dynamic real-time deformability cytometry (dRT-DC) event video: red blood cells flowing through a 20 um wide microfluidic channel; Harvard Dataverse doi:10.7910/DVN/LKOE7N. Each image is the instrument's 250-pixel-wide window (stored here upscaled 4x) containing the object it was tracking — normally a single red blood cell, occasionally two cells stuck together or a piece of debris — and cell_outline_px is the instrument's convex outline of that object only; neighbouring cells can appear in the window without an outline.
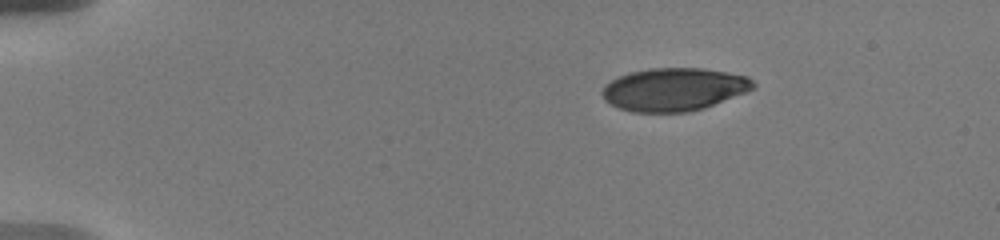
{"species": "human", "species_latin": "Homo sapiens", "temperature_condition": "warm", "stored_images_in_passage": 24, "camera_frame_rate_fps": 3000, "um_per_image_px": 0.085, "donor": {"sex": "male"}, "frame": {"image": 1, "passage_image": 1, "time_ms": 0.0, "image_size_px": [1000, 240], "cell_outline_px": [[756, 88], [704, 108], [684, 112], [632, 112], [620, 108], [604, 100], [600, 92], [604, 84], [628, 72], [648, 68], [704, 68], [748, 76], [756, 84]], "centroid_in_image_um": [57.27, 7.59], "position_along_channel_um": 27.7, "area_um2": 37.92}}
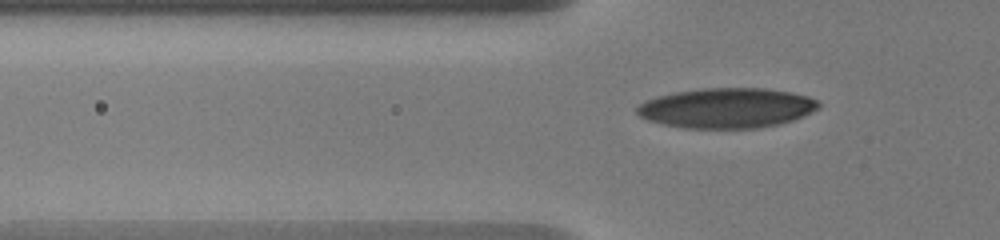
{"frame": {"image": 2, "passage_image": 16, "time_ms": 3.333, "image_size_px": [1000, 240], "cell_outline_px": [[820, 108], [792, 120], [780, 124], [756, 128], [684, 128], [664, 124], [648, 120], [640, 116], [636, 112], [636, 108], [644, 100], [656, 96], [676, 92], [704, 88], [768, 88], [792, 92], [808, 96], [816, 100], [820, 104]], "centroid_in_image_um": [61.77, 9.17], "position_along_channel_um": 64.0, "area_um2": 42.43}}
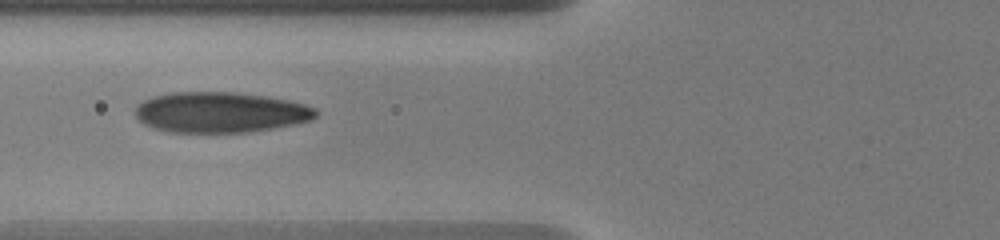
{"frame": {"image": 3, "passage_image": 23, "time_ms": 4.667, "image_size_px": [1000, 240], "cell_outline_px": [[316, 116], [312, 120], [272, 128], [248, 132], [168, 132], [144, 124], [136, 116], [136, 104], [152, 96], [172, 92], [232, 92], [268, 96], [288, 100], [304, 104], [316, 108]], "centroid_in_image_um": [18.72, 9.54], "position_along_channel_um": 107.1, "area_um2": 42.6}}